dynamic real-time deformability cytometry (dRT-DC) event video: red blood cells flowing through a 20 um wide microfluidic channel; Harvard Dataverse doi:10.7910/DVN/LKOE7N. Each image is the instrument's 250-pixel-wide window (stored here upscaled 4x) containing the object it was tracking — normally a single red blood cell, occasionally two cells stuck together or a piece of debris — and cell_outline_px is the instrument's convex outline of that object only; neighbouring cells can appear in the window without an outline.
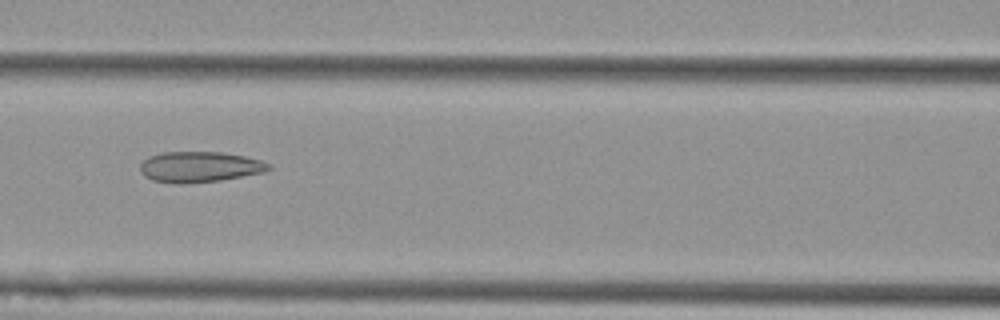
{"species": "Egyptian fruit bat (a non-hibernating species)", "species_latin": "Rousettus aegyptiacus", "temperature_condition": "cold", "stored_images_in_passage": 4, "camera_frame_rate_fps": 3000, "um_per_image_px": 0.085, "animal": {"sex": "female"}, "frame": {"image": 1, "passage_image": 3, "time_ms": 0.667, "image_size_px": [1000, 320], "cell_outline_px": [[272, 168], [264, 172], [220, 180], [176, 184], [152, 180], [144, 176], [140, 172], [140, 164], [148, 156], [160, 152], [220, 152], [244, 156], [260, 160], [272, 164]], "centroid_in_image_um": [16.94, 14.18], "position_along_channel_um": 149.7, "area_um2": 23.0}}
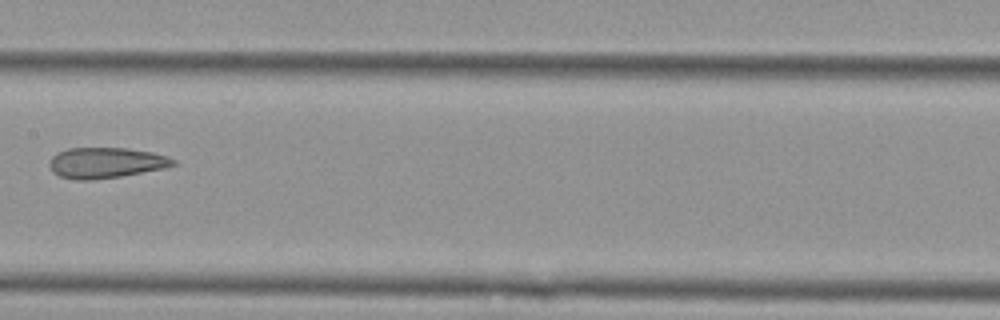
{"frame": {"image": 2, "passage_image": 4, "time_ms": 1.0, "image_size_px": [1000, 320], "cell_outline_px": [[176, 164], [164, 168], [120, 176], [92, 180], [76, 180], [60, 176], [52, 172], [48, 164], [52, 156], [56, 152], [68, 148], [128, 148], [152, 152], [168, 156], [176, 160]], "centroid_in_image_um": [8.97, 13.83], "position_along_channel_um": 198.4, "area_um2": 22.2}}